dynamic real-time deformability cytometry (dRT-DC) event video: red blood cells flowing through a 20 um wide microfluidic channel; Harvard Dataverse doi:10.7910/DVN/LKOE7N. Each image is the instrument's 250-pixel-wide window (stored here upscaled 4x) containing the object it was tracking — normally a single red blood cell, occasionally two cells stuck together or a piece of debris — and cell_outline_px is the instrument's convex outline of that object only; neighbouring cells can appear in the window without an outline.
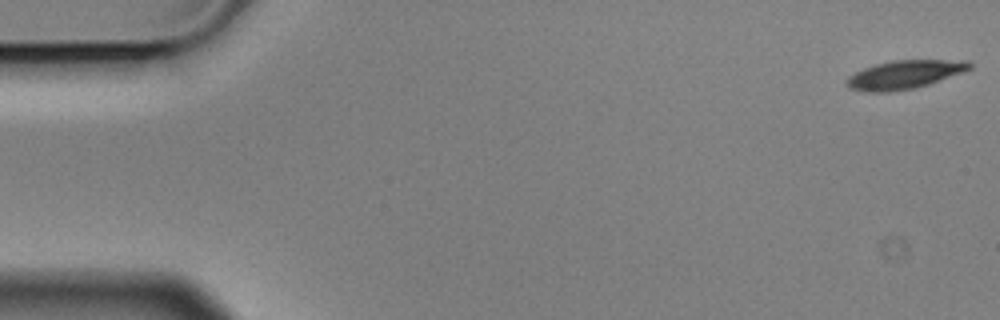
{"species": "Egyptian fruit bat (a non-hibernating species)", "species_latin": "Rousettus aegyptiacus", "temperature_condition": "cold", "stored_images_in_passage": 5, "camera_frame_rate_fps": 3000, "um_per_image_px": 0.085, "animal": {"sex": "male"}, "frame": {"image": 1, "passage_image": 1, "time_ms": 0.0, "image_size_px": [1000, 320], "cell_outline_px": [[972, 68], [964, 72], [928, 84], [912, 88], [888, 92], [864, 92], [848, 88], [848, 76], [864, 68], [876, 64], [892, 60], [968, 60], [972, 64]], "centroid_in_image_um": [76.9, 6.33], "position_along_channel_um": 8.1, "area_um2": 20.29}}
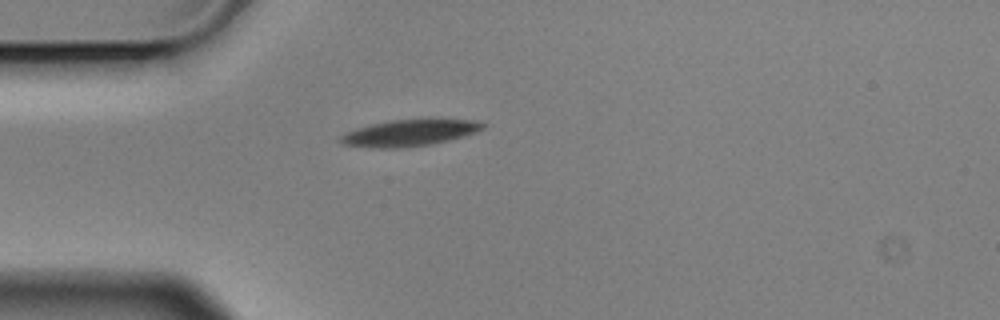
{"frame": {"image": 2, "passage_image": 5, "time_ms": 1.333, "image_size_px": [1000, 320], "cell_outline_px": [[484, 128], [476, 132], [448, 140], [428, 144], [400, 148], [372, 148], [344, 144], [336, 140], [344, 132], [356, 128], [388, 120], [428, 116], [476, 120], [484, 124]], "centroid_in_image_um": [34.82, 11.23], "position_along_channel_um": 50.2, "area_um2": 22.89}}